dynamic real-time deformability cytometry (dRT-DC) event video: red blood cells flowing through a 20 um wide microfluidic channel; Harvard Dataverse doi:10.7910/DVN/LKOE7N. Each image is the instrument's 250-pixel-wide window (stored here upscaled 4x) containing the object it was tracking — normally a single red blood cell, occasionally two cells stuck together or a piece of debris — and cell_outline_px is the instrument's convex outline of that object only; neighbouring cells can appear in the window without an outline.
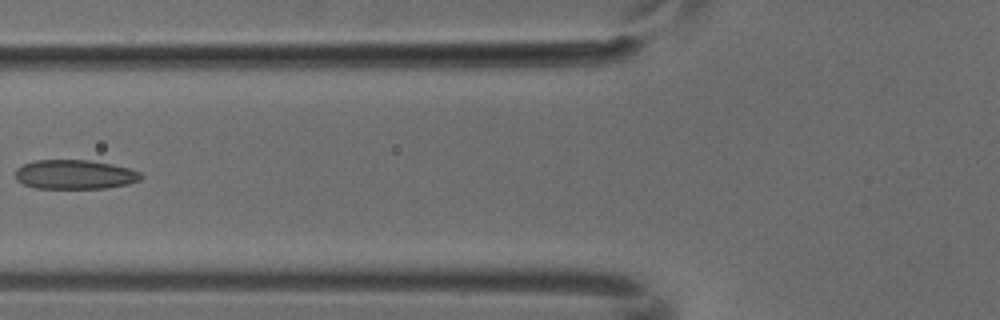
{"species": "common noctule bat (a hibernating species)", "species_latin": "Nyctalus noctula", "temperature_condition": "cold", "stored_images_in_passage": 5, "camera_frame_rate_fps": 3000, "um_per_image_px": 0.085, "animal": {"sex": "male", "body_mass_g": 18.8}, "frame": {"image": 1, "passage_image": 5, "time_ms": 1.333, "image_size_px": [1000, 320], "cell_outline_px": [[144, 176], [140, 180], [128, 184], [104, 188], [36, 188], [24, 184], [16, 180], [16, 168], [24, 164], [36, 160], [88, 160], [112, 164], [128, 168], [140, 172]], "centroid_in_image_um": [6.37, 14.83], "position_along_channel_um": 119.4, "area_um2": 21.39}}